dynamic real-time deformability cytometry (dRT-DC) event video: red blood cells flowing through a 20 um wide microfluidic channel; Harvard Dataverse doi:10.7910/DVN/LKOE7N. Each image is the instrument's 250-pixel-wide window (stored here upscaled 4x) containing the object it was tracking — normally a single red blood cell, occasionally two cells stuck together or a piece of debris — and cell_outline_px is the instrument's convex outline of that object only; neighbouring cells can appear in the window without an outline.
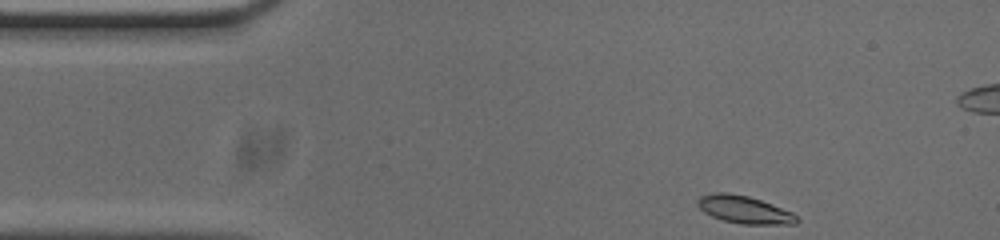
{"species": "common noctule bat (a hibernating species)", "species_latin": "Nyctalus noctula", "temperature_condition": "cold", "stored_images_in_passage": 49, "camera_frame_rate_fps": 3000, "um_per_image_px": 0.085, "animal": {"sex": "male", "body_mass_g": 20.0, "forearm_length_mm": 53.3}, "frame": {"image": 1, "passage_image": 1, "time_ms": 0.0, "image_size_px": [1000, 240], "cell_outline_px": [[800, 220], [796, 224], [740, 224], [724, 220], [712, 216], [704, 212], [696, 204], [696, 200], [700, 196], [716, 192], [728, 192], [748, 196], [760, 200], [792, 212]], "centroid_in_image_um": [63.25, 17.81], "position_along_channel_um": 21.8, "area_um2": 15.9}}
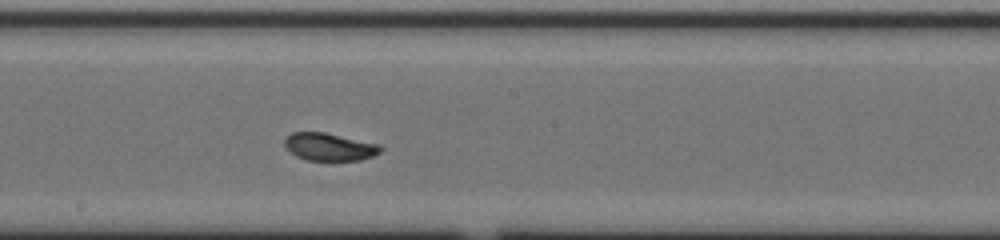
{"frame": {"image": 2, "passage_image": 22, "time_ms": 7.0, "image_size_px": [1000, 240], "cell_outline_px": [[384, 148], [380, 152], [372, 156], [360, 160], [308, 160], [296, 156], [284, 144], [284, 140], [292, 132], [324, 132], [380, 144]], "centroid_in_image_um": [28.03, 12.47], "position_along_channel_um": 220.2, "area_um2": 15.32}}
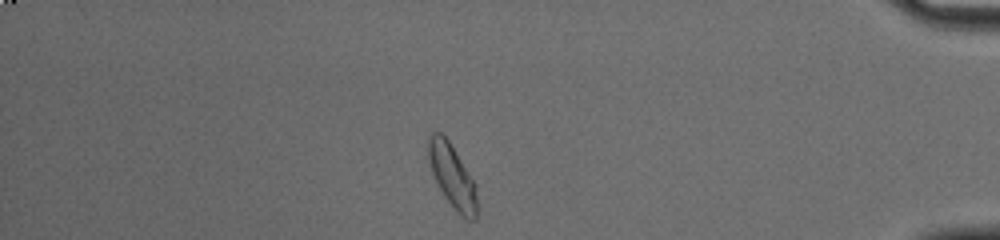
{"frame": {"image": 3, "passage_image": 40, "time_ms": 13.0, "image_size_px": [1000, 240], "cell_outline_px": [[480, 208], [476, 220], [468, 220], [460, 216], [456, 212], [444, 196], [432, 172], [428, 160], [428, 140], [432, 132], [440, 132], [448, 140], [476, 184]], "centroid_in_image_um": [38.5, 15.06], "position_along_channel_um": 396.7, "area_um2": 18.26}, "authors_computed_cell_mechanics": {"area_um2": 16.3574, "velocity_mm_per_s": 3.7044, "shape_relaxation_time_tau1_ms": 2.013, "shape_relaxation_time_tau2_ms": 1.6078, "deformation_change_tau1": 0.1114, "deformation_change_tau2": 0.0388}}